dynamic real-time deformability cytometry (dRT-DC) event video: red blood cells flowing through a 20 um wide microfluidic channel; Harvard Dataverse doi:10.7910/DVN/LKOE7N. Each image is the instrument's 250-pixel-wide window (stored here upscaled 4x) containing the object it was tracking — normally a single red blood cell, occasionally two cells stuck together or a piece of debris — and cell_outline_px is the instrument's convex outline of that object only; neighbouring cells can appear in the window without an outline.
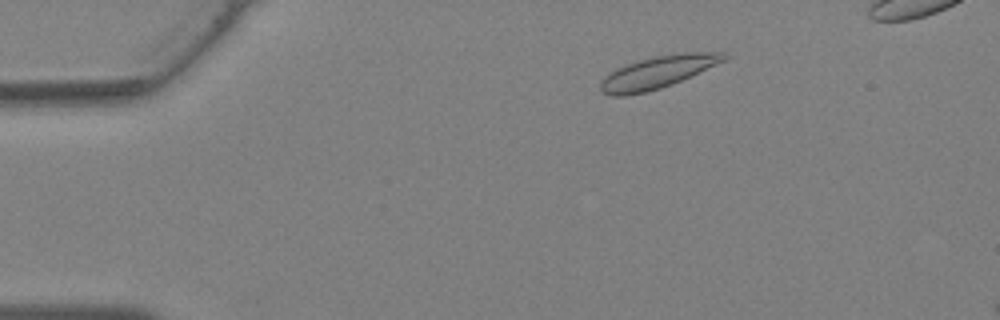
{"species": "Egyptian fruit bat (a non-hibernating species)", "species_latin": "Rousettus aegyptiacus", "temperature_condition": "warm", "stored_images_in_passage": 10, "camera_frame_rate_fps": 3000, "um_per_image_px": 0.085, "animal": {"sex": "female"}, "frame": {"image": 1, "passage_image": 4, "time_ms": 1.0, "image_size_px": [1000, 320], "cell_outline_px": [[732, 56], [724, 60], [672, 84], [660, 88], [628, 96], [612, 96], [600, 92], [600, 84], [604, 76], [624, 64], [656, 56], [684, 52], [724, 52]], "centroid_in_image_um": [55.86, 6.14], "position_along_channel_um": 29.1, "area_um2": 23.0}}